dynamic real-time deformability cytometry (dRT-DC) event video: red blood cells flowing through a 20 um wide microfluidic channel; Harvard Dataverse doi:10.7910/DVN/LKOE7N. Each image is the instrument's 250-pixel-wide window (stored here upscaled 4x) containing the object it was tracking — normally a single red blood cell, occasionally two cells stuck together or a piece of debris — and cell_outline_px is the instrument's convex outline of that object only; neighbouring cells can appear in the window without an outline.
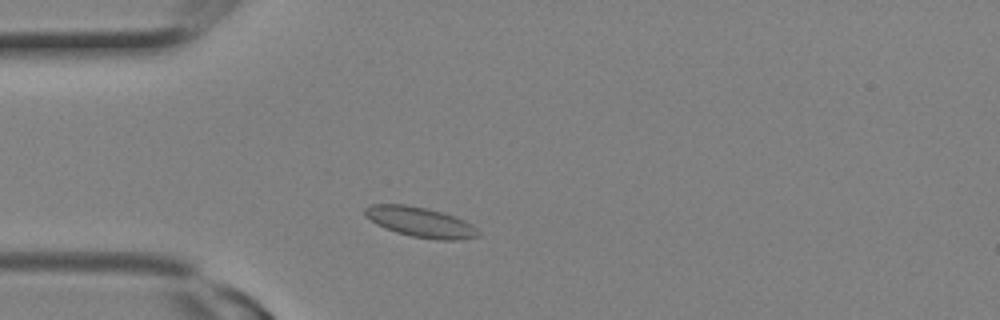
{"species": "Egyptian fruit bat (a non-hibernating species)", "species_latin": "Rousettus aegyptiacus", "temperature_condition": "room temperature", "stored_images_in_passage": 6, "camera_frame_rate_fps": 3000, "um_per_image_px": 0.085, "animal": {"sex": "female"}, "frame": {"image": 1, "passage_image": 2, "time_ms": 0.333, "image_size_px": [1000, 320], "cell_outline_px": [[480, 236], [456, 240], [436, 240], [412, 236], [396, 232], [376, 224], [364, 216], [364, 208], [372, 204], [404, 204], [428, 208], [464, 220], [472, 224], [480, 232]], "centroid_in_image_um": [35.71, 18.88], "position_along_channel_um": 49.3, "area_um2": 19.83}}
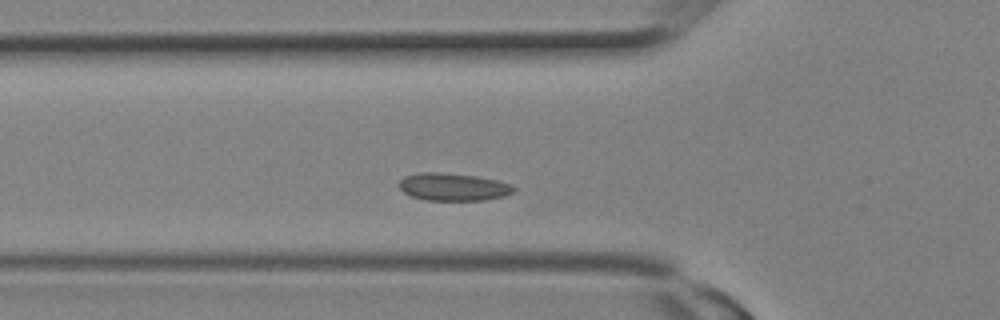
{"frame": {"image": 2, "passage_image": 4, "time_ms": 1.0, "image_size_px": [1000, 320], "cell_outline_px": [[516, 188], [512, 192], [504, 196], [484, 200], [424, 200], [412, 196], [404, 192], [400, 188], [400, 180], [404, 176], [416, 172], [440, 172], [476, 176], [500, 180], [512, 184]], "centroid_in_image_um": [38.54, 15.87], "position_along_channel_um": 87.3, "area_um2": 18.55}}
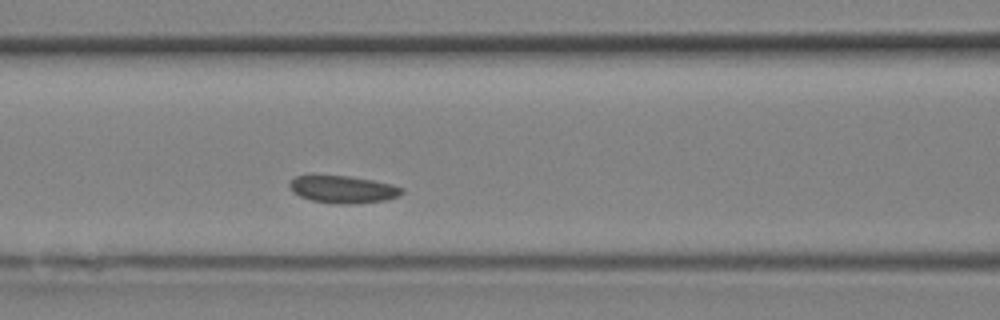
{"frame": {"image": 3, "passage_image": 6, "time_ms": 1.667, "image_size_px": [1000, 320], "cell_outline_px": [[404, 192], [400, 196], [388, 200], [352, 204], [336, 204], [312, 200], [300, 196], [292, 192], [288, 184], [296, 176], [348, 176], [372, 180], [392, 184], [404, 188]], "centroid_in_image_um": [29.21, 16.11], "position_along_channel_um": 137.4, "area_um2": 17.92}}